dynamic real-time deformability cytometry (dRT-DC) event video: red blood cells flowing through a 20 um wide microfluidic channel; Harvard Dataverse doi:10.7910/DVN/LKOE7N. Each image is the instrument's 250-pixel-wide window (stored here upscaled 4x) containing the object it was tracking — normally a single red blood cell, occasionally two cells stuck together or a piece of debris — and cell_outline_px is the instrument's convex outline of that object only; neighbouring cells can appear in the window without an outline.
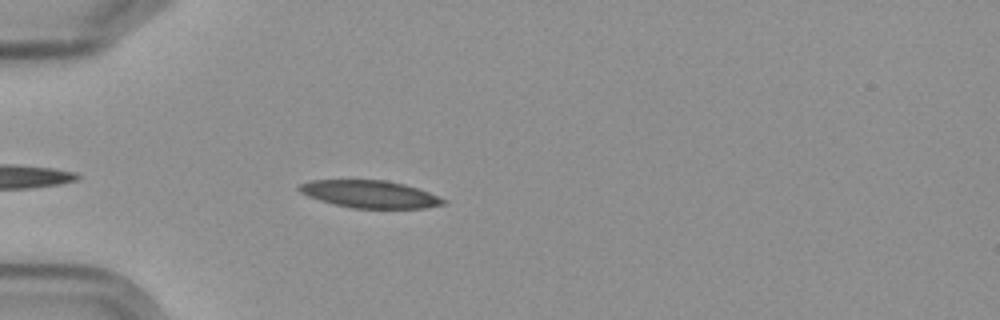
{"species": "Egyptian fruit bat (a non-hibernating species)", "species_latin": "Rousettus aegyptiacus", "temperature_condition": "cold", "stored_images_in_passage": 5, "camera_frame_rate_fps": 3000, "um_per_image_px": 0.085, "frame": {"image": 1, "passage_image": 5, "time_ms": 4.667, "image_size_px": [1000, 320], "cell_outline_px": [[448, 200], [444, 204], [424, 208], [352, 208], [332, 204], [308, 196], [300, 192], [296, 188], [300, 184], [312, 180], [384, 180], [404, 184], [428, 192]], "centroid_in_image_um": [31.42, 16.5], "position_along_channel_um": 53.6, "area_um2": 22.95}}